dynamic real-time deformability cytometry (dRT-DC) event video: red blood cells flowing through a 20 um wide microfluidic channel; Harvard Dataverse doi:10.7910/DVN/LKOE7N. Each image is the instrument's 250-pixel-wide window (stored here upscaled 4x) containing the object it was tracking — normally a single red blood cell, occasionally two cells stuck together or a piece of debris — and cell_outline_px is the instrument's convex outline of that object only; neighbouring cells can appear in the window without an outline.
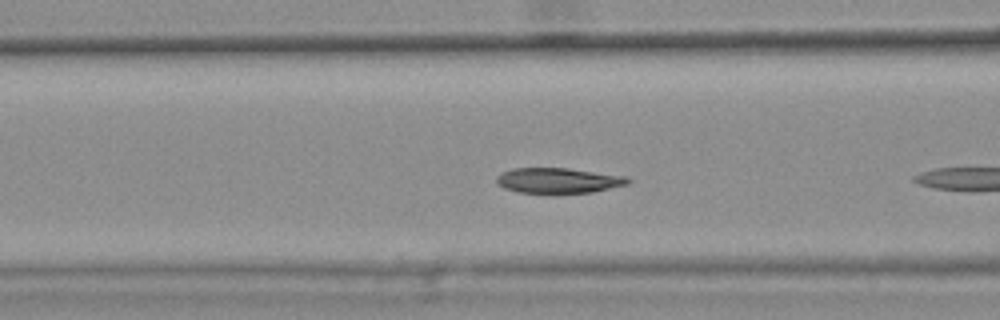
{"species": "common noctule bat (a hibernating species)", "species_latin": "Nyctalus noctula", "temperature_condition": "warm", "stored_images_in_passage": 7, "camera_frame_rate_fps": 3000, "um_per_image_px": 0.085, "animal": {"sex": "female", "body_mass_g": 25.1}, "frame": {"image": 1, "passage_image": 6, "time_ms": 1.667, "image_size_px": [1000, 320], "cell_outline_px": [[632, 180], [628, 184], [592, 192], [552, 196], [520, 192], [504, 188], [496, 184], [496, 176], [500, 172], [512, 168], [568, 168], [624, 176]], "centroid_in_image_um": [47.39, 15.38], "position_along_channel_um": 119.2, "area_um2": 20.17}}